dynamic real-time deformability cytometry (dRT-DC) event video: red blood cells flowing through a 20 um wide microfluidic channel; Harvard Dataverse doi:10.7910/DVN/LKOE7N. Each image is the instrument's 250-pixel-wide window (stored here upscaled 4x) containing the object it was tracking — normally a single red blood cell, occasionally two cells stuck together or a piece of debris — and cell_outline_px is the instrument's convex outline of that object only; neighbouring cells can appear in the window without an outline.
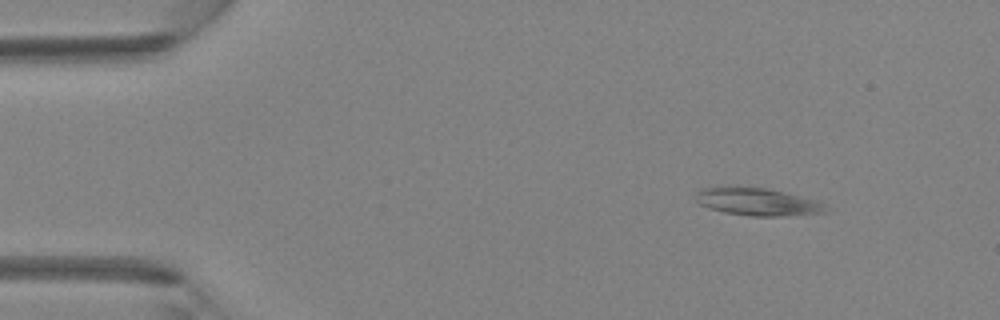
{"species": "Egyptian fruit bat (a non-hibernating species)", "species_latin": "Rousettus aegyptiacus", "temperature_condition": "room temperature", "stored_images_in_passage": 4, "camera_frame_rate_fps": 3000, "um_per_image_px": 0.085, "animal": {"sex": "female"}, "frame": {"image": 1, "passage_image": 2, "time_ms": 0.333, "image_size_px": [1000, 320], "cell_outline_px": [[828, 212], [780, 216], [748, 216], [724, 212], [708, 208], [700, 204], [692, 196], [700, 188], [736, 184], [768, 188], [816, 200], [824, 204]], "centroid_in_image_um": [64.27, 17.11], "position_along_channel_um": 20.7, "area_um2": 21.56}}
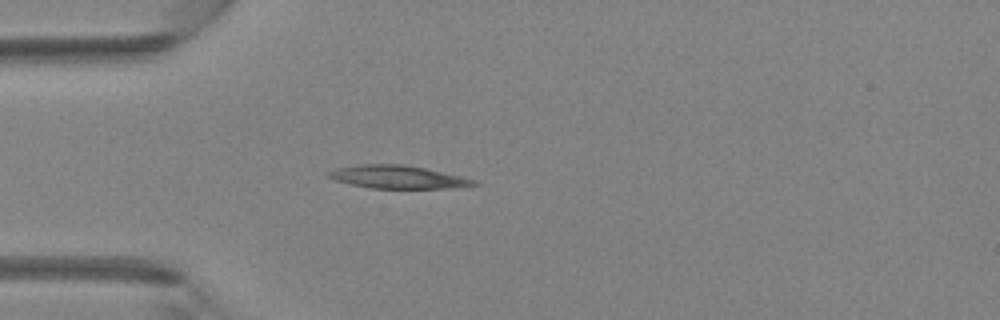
{"frame": {"image": 2, "passage_image": 4, "time_ms": 1.0, "image_size_px": [1000, 320], "cell_outline_px": [[480, 184], [448, 188], [372, 188], [352, 184], [336, 180], [324, 176], [324, 172], [340, 168], [360, 164], [400, 164], [424, 168], [460, 176], [476, 180]], "centroid_in_image_um": [33.77, 15.04], "position_along_channel_um": 51.2, "area_um2": 19.19}}